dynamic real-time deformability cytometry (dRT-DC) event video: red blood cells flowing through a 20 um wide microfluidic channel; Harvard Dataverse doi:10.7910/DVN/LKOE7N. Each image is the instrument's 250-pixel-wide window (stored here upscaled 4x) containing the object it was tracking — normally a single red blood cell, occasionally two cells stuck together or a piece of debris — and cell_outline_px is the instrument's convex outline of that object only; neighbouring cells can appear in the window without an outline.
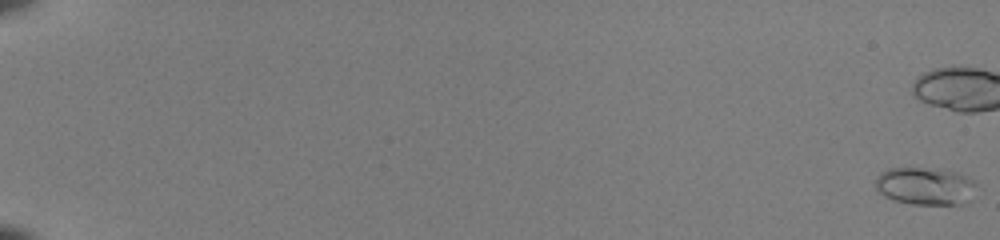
{"species": "common noctule bat (a hibernating species)", "species_latin": "Nyctalus noctula", "temperature_condition": "room temperature", "stored_images_in_passage": 20, "camera_frame_rate_fps": 3000, "um_per_image_px": 0.085, "animal": {"sex": "female", "body_mass_g": 22.0, "forearm_length_mm": 56.7}, "frame": {"image": 1, "passage_image": 1, "time_ms": 0.0, "image_size_px": [1000, 240], "cell_outline_px": [[976, 184], [960, 204], [912, 204], [896, 200], [884, 196], [876, 188], [876, 176], [880, 172], [888, 168], [920, 168], [960, 172], [976, 180]], "centroid_in_image_um": [78.58, 15.79], "position_along_channel_um": 6.4, "area_um2": 21.62}}